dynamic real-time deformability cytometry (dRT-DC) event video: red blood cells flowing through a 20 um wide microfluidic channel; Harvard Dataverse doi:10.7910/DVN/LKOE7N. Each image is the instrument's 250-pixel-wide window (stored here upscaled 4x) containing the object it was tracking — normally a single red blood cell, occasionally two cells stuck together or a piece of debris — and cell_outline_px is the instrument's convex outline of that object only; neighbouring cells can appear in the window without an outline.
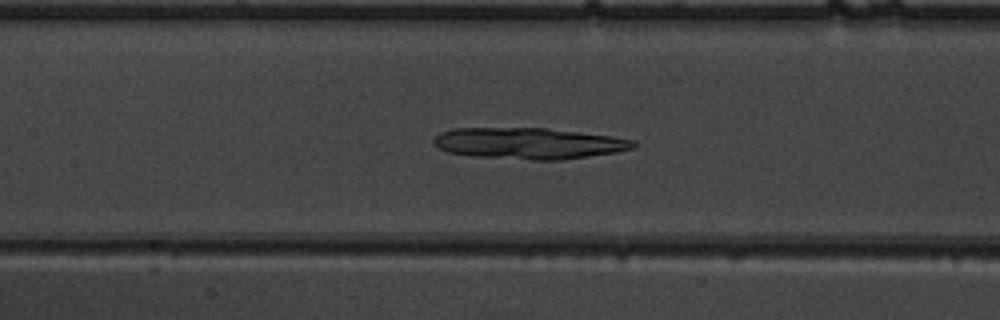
{"species": "common noctule bat (a hibernating species)", "species_latin": "Nyctalus noctula", "temperature_condition": "warm", "stored_images_in_passage": 38, "camera_frame_rate_fps": 3000, "um_per_image_px": 0.085, "animal": {"sex": "male", "body_mass_g": 19.5, "forearm_length_mm": 54.6}, "frame": {"image": 1, "passage_image": 10, "time_ms": 3.0, "image_size_px": [1000, 320], "cell_outline_px": [[636, 144], [632, 148], [616, 152], [560, 160], [532, 160], [476, 156], [448, 152], [436, 148], [432, 144], [432, 140], [440, 132], [452, 128], [544, 128], [612, 136], [636, 140]], "centroid_in_image_um": [44.9, 12.18], "position_along_channel_um": 162.5, "area_um2": 36.36}}
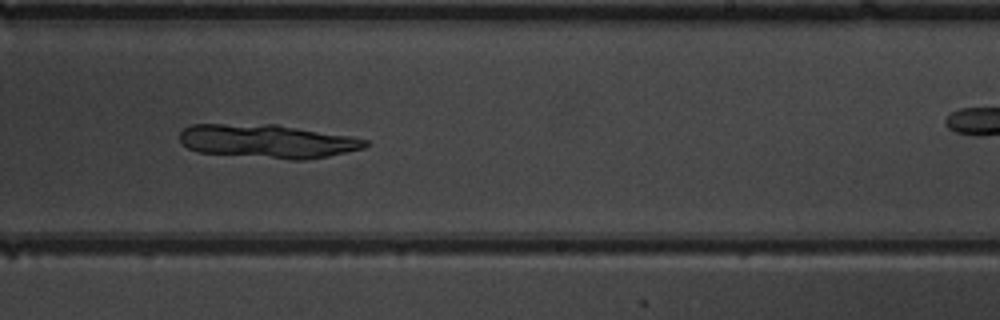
{"frame": {"image": 2, "passage_image": 18, "time_ms": 5.667, "image_size_px": [1000, 320], "cell_outline_px": [[372, 144], [364, 148], [328, 156], [304, 160], [292, 160], [196, 152], [188, 148], [180, 140], [180, 132], [184, 128], [192, 124], [276, 124], [352, 136], [368, 140]], "centroid_in_image_um": [22.76, 12.0], "position_along_channel_um": 266.2, "area_um2": 36.7}}
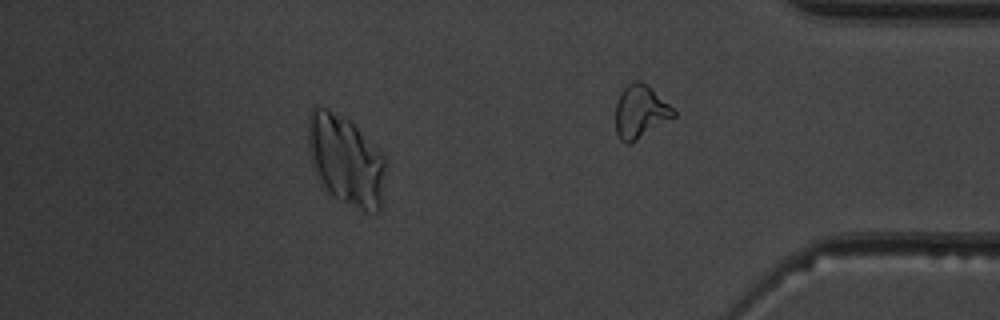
{"frame": {"image": 3, "passage_image": 32, "time_ms": 10.333, "image_size_px": [1000, 320], "cell_outline_px": [[384, 168], [380, 212], [364, 212], [340, 200], [328, 192], [324, 188], [312, 164], [308, 148], [308, 112], [316, 104], [328, 108], [344, 116], [384, 156]], "centroid_in_image_um": [29.34, 13.6], "position_along_channel_um": 405.9, "area_um2": 40.29}}